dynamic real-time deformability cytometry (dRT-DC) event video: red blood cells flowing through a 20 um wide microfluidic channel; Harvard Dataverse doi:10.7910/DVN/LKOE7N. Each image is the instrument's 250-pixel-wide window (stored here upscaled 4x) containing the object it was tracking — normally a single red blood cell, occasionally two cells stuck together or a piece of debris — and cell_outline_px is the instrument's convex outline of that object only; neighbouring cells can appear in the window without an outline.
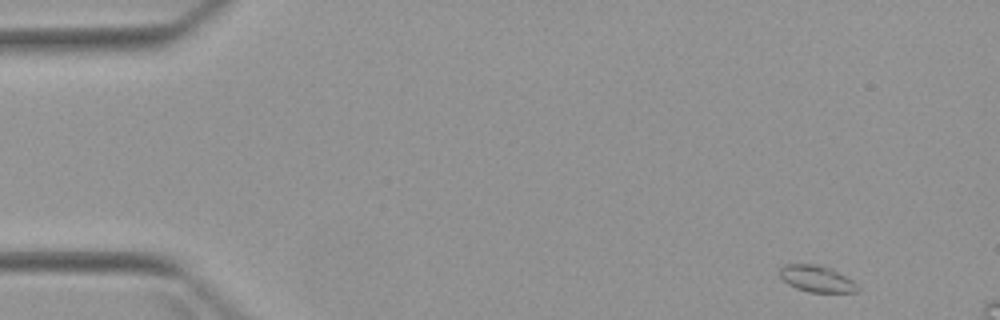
{"species": "Egyptian fruit bat (a non-hibernating species)", "species_latin": "Rousettus aegyptiacus", "temperature_condition": "warm", "stored_images_in_passage": 4, "camera_frame_rate_fps": 3000, "um_per_image_px": 0.085, "animal": {"sex": "female"}, "frame": {"image": 1, "passage_image": 1, "time_ms": 0.0, "image_size_px": [1000, 320], "cell_outline_px": [[860, 288], [856, 292], [808, 292], [796, 288], [788, 284], [780, 276], [780, 268], [784, 264], [816, 264], [832, 268], [852, 280]], "centroid_in_image_um": [69.42, 23.69], "position_along_channel_um": 15.6, "area_um2": 12.02}}